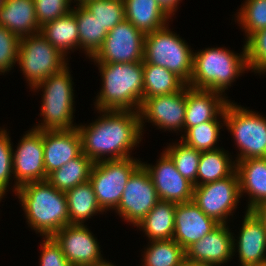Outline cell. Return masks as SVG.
Returning a JSON list of instances; mask_svg holds the SVG:
<instances>
[{
  "label": "cell",
  "mask_w": 266,
  "mask_h": 266,
  "mask_svg": "<svg viewBox=\"0 0 266 266\" xmlns=\"http://www.w3.org/2000/svg\"><path fill=\"white\" fill-rule=\"evenodd\" d=\"M102 115L90 125L77 126L82 152L94 163L130 157L141 141L139 112L129 110H99ZM108 156V158L106 156Z\"/></svg>",
  "instance_id": "6da1fadb"
},
{
  "label": "cell",
  "mask_w": 266,
  "mask_h": 266,
  "mask_svg": "<svg viewBox=\"0 0 266 266\" xmlns=\"http://www.w3.org/2000/svg\"><path fill=\"white\" fill-rule=\"evenodd\" d=\"M16 196L21 201L28 226L41 236H53L69 225L66 193L48 180L26 183L17 189Z\"/></svg>",
  "instance_id": "7a4b0ae2"
},
{
  "label": "cell",
  "mask_w": 266,
  "mask_h": 266,
  "mask_svg": "<svg viewBox=\"0 0 266 266\" xmlns=\"http://www.w3.org/2000/svg\"><path fill=\"white\" fill-rule=\"evenodd\" d=\"M97 64L102 77V88L94 102L97 110L139 112L144 98L143 61Z\"/></svg>",
  "instance_id": "3957f363"
},
{
  "label": "cell",
  "mask_w": 266,
  "mask_h": 266,
  "mask_svg": "<svg viewBox=\"0 0 266 266\" xmlns=\"http://www.w3.org/2000/svg\"><path fill=\"white\" fill-rule=\"evenodd\" d=\"M241 53L238 55L223 47L193 53V71L188 86L222 94L236 77L249 70L245 46Z\"/></svg>",
  "instance_id": "277c9868"
},
{
  "label": "cell",
  "mask_w": 266,
  "mask_h": 266,
  "mask_svg": "<svg viewBox=\"0 0 266 266\" xmlns=\"http://www.w3.org/2000/svg\"><path fill=\"white\" fill-rule=\"evenodd\" d=\"M69 67L50 75L47 79L37 84L33 89L43 91L41 116L43 123L34 129L44 130H69L77 128L73 125L74 94L73 83Z\"/></svg>",
  "instance_id": "5b68a950"
},
{
  "label": "cell",
  "mask_w": 266,
  "mask_h": 266,
  "mask_svg": "<svg viewBox=\"0 0 266 266\" xmlns=\"http://www.w3.org/2000/svg\"><path fill=\"white\" fill-rule=\"evenodd\" d=\"M179 35L170 31L168 24L145 34L143 62L165 67L187 85L193 71V50Z\"/></svg>",
  "instance_id": "8992f818"
},
{
  "label": "cell",
  "mask_w": 266,
  "mask_h": 266,
  "mask_svg": "<svg viewBox=\"0 0 266 266\" xmlns=\"http://www.w3.org/2000/svg\"><path fill=\"white\" fill-rule=\"evenodd\" d=\"M224 114V125L240 151L235 161L266 158V117L231 101L227 103Z\"/></svg>",
  "instance_id": "52a82bcc"
},
{
  "label": "cell",
  "mask_w": 266,
  "mask_h": 266,
  "mask_svg": "<svg viewBox=\"0 0 266 266\" xmlns=\"http://www.w3.org/2000/svg\"><path fill=\"white\" fill-rule=\"evenodd\" d=\"M65 57L41 32L20 38L17 63L31 89L66 67Z\"/></svg>",
  "instance_id": "ba28073f"
},
{
  "label": "cell",
  "mask_w": 266,
  "mask_h": 266,
  "mask_svg": "<svg viewBox=\"0 0 266 266\" xmlns=\"http://www.w3.org/2000/svg\"><path fill=\"white\" fill-rule=\"evenodd\" d=\"M142 164L133 157L94 163L90 179L101 209H116L132 173Z\"/></svg>",
  "instance_id": "9c48e42d"
},
{
  "label": "cell",
  "mask_w": 266,
  "mask_h": 266,
  "mask_svg": "<svg viewBox=\"0 0 266 266\" xmlns=\"http://www.w3.org/2000/svg\"><path fill=\"white\" fill-rule=\"evenodd\" d=\"M240 197L239 178L235 170L226 178L194 186L192 201L208 217L219 224H226Z\"/></svg>",
  "instance_id": "30bf717a"
},
{
  "label": "cell",
  "mask_w": 266,
  "mask_h": 266,
  "mask_svg": "<svg viewBox=\"0 0 266 266\" xmlns=\"http://www.w3.org/2000/svg\"><path fill=\"white\" fill-rule=\"evenodd\" d=\"M145 34L124 19L111 29L98 52L90 59L94 63L142 62Z\"/></svg>",
  "instance_id": "8fae6325"
},
{
  "label": "cell",
  "mask_w": 266,
  "mask_h": 266,
  "mask_svg": "<svg viewBox=\"0 0 266 266\" xmlns=\"http://www.w3.org/2000/svg\"><path fill=\"white\" fill-rule=\"evenodd\" d=\"M159 201L152 179L141 164L130 176L115 211L137 226Z\"/></svg>",
  "instance_id": "7c38bea8"
},
{
  "label": "cell",
  "mask_w": 266,
  "mask_h": 266,
  "mask_svg": "<svg viewBox=\"0 0 266 266\" xmlns=\"http://www.w3.org/2000/svg\"><path fill=\"white\" fill-rule=\"evenodd\" d=\"M14 192L30 182L47 180L44 167L43 131L32 128L20 139L17 150L12 149ZM15 151V152H14Z\"/></svg>",
  "instance_id": "4fadbf2b"
},
{
  "label": "cell",
  "mask_w": 266,
  "mask_h": 266,
  "mask_svg": "<svg viewBox=\"0 0 266 266\" xmlns=\"http://www.w3.org/2000/svg\"><path fill=\"white\" fill-rule=\"evenodd\" d=\"M185 114L186 86L182 90L172 94L143 98L139 110L141 130L143 132L146 120L165 131L184 130Z\"/></svg>",
  "instance_id": "5bb4252c"
},
{
  "label": "cell",
  "mask_w": 266,
  "mask_h": 266,
  "mask_svg": "<svg viewBox=\"0 0 266 266\" xmlns=\"http://www.w3.org/2000/svg\"><path fill=\"white\" fill-rule=\"evenodd\" d=\"M88 229L87 225L69 224L52 236L71 266H95L106 261L97 238Z\"/></svg>",
  "instance_id": "9a60e30c"
},
{
  "label": "cell",
  "mask_w": 266,
  "mask_h": 266,
  "mask_svg": "<svg viewBox=\"0 0 266 266\" xmlns=\"http://www.w3.org/2000/svg\"><path fill=\"white\" fill-rule=\"evenodd\" d=\"M161 154L156 166L142 162L159 199L175 204L192 201L194 185L177 171L173 160L165 151Z\"/></svg>",
  "instance_id": "2e32d148"
},
{
  "label": "cell",
  "mask_w": 266,
  "mask_h": 266,
  "mask_svg": "<svg viewBox=\"0 0 266 266\" xmlns=\"http://www.w3.org/2000/svg\"><path fill=\"white\" fill-rule=\"evenodd\" d=\"M218 225L193 201L176 204L173 240L186 250Z\"/></svg>",
  "instance_id": "e0dca14e"
},
{
  "label": "cell",
  "mask_w": 266,
  "mask_h": 266,
  "mask_svg": "<svg viewBox=\"0 0 266 266\" xmlns=\"http://www.w3.org/2000/svg\"><path fill=\"white\" fill-rule=\"evenodd\" d=\"M239 234L238 240L233 237V252L238 249L240 266H259L265 263L266 228L252 211L246 210Z\"/></svg>",
  "instance_id": "ac0fdd59"
},
{
  "label": "cell",
  "mask_w": 266,
  "mask_h": 266,
  "mask_svg": "<svg viewBox=\"0 0 266 266\" xmlns=\"http://www.w3.org/2000/svg\"><path fill=\"white\" fill-rule=\"evenodd\" d=\"M227 224H219L203 238L194 242L186 250V259L195 262L210 263L221 266L230 261L233 252V233Z\"/></svg>",
  "instance_id": "d6986e66"
},
{
  "label": "cell",
  "mask_w": 266,
  "mask_h": 266,
  "mask_svg": "<svg viewBox=\"0 0 266 266\" xmlns=\"http://www.w3.org/2000/svg\"><path fill=\"white\" fill-rule=\"evenodd\" d=\"M43 148L44 167L48 176L82 153L81 137L77 128L44 130Z\"/></svg>",
  "instance_id": "ffe728a7"
},
{
  "label": "cell",
  "mask_w": 266,
  "mask_h": 266,
  "mask_svg": "<svg viewBox=\"0 0 266 266\" xmlns=\"http://www.w3.org/2000/svg\"><path fill=\"white\" fill-rule=\"evenodd\" d=\"M222 96L223 94L215 91L194 89L186 85L184 132L203 122L219 119V116L224 121V110L229 100Z\"/></svg>",
  "instance_id": "44dd1931"
},
{
  "label": "cell",
  "mask_w": 266,
  "mask_h": 266,
  "mask_svg": "<svg viewBox=\"0 0 266 266\" xmlns=\"http://www.w3.org/2000/svg\"><path fill=\"white\" fill-rule=\"evenodd\" d=\"M0 25L19 38L39 33L34 0H6L0 8Z\"/></svg>",
  "instance_id": "7402d4cb"
},
{
  "label": "cell",
  "mask_w": 266,
  "mask_h": 266,
  "mask_svg": "<svg viewBox=\"0 0 266 266\" xmlns=\"http://www.w3.org/2000/svg\"><path fill=\"white\" fill-rule=\"evenodd\" d=\"M240 195H249L247 211L266 201V158H251L236 162Z\"/></svg>",
  "instance_id": "603a6c76"
},
{
  "label": "cell",
  "mask_w": 266,
  "mask_h": 266,
  "mask_svg": "<svg viewBox=\"0 0 266 266\" xmlns=\"http://www.w3.org/2000/svg\"><path fill=\"white\" fill-rule=\"evenodd\" d=\"M125 19L144 34L159 30L167 25L170 16L157 0H123Z\"/></svg>",
  "instance_id": "cb8c5ba5"
},
{
  "label": "cell",
  "mask_w": 266,
  "mask_h": 266,
  "mask_svg": "<svg viewBox=\"0 0 266 266\" xmlns=\"http://www.w3.org/2000/svg\"><path fill=\"white\" fill-rule=\"evenodd\" d=\"M176 204L160 200L137 225L150 241L173 239Z\"/></svg>",
  "instance_id": "d4e9b609"
},
{
  "label": "cell",
  "mask_w": 266,
  "mask_h": 266,
  "mask_svg": "<svg viewBox=\"0 0 266 266\" xmlns=\"http://www.w3.org/2000/svg\"><path fill=\"white\" fill-rule=\"evenodd\" d=\"M41 34L63 55L68 50L79 48V30L73 12L41 26Z\"/></svg>",
  "instance_id": "484cf974"
},
{
  "label": "cell",
  "mask_w": 266,
  "mask_h": 266,
  "mask_svg": "<svg viewBox=\"0 0 266 266\" xmlns=\"http://www.w3.org/2000/svg\"><path fill=\"white\" fill-rule=\"evenodd\" d=\"M69 224L84 225L96 213L104 212L99 206L90 181L66 192Z\"/></svg>",
  "instance_id": "4316f807"
},
{
  "label": "cell",
  "mask_w": 266,
  "mask_h": 266,
  "mask_svg": "<svg viewBox=\"0 0 266 266\" xmlns=\"http://www.w3.org/2000/svg\"><path fill=\"white\" fill-rule=\"evenodd\" d=\"M71 11L77 19L79 49L83 48L88 58H92L102 47L108 31L82 4Z\"/></svg>",
  "instance_id": "83f0119b"
},
{
  "label": "cell",
  "mask_w": 266,
  "mask_h": 266,
  "mask_svg": "<svg viewBox=\"0 0 266 266\" xmlns=\"http://www.w3.org/2000/svg\"><path fill=\"white\" fill-rule=\"evenodd\" d=\"M93 165L94 162L82 152L78 157L51 172L47 180L56 189L66 193L79 184L89 181Z\"/></svg>",
  "instance_id": "f1b7e54d"
},
{
  "label": "cell",
  "mask_w": 266,
  "mask_h": 266,
  "mask_svg": "<svg viewBox=\"0 0 266 266\" xmlns=\"http://www.w3.org/2000/svg\"><path fill=\"white\" fill-rule=\"evenodd\" d=\"M144 98L167 95L182 90L187 84L165 67L143 62Z\"/></svg>",
  "instance_id": "f546056e"
},
{
  "label": "cell",
  "mask_w": 266,
  "mask_h": 266,
  "mask_svg": "<svg viewBox=\"0 0 266 266\" xmlns=\"http://www.w3.org/2000/svg\"><path fill=\"white\" fill-rule=\"evenodd\" d=\"M226 153L220 148L201 152L197 172V186L226 178L236 170L235 161L232 162L229 154Z\"/></svg>",
  "instance_id": "4dcf8cb0"
},
{
  "label": "cell",
  "mask_w": 266,
  "mask_h": 266,
  "mask_svg": "<svg viewBox=\"0 0 266 266\" xmlns=\"http://www.w3.org/2000/svg\"><path fill=\"white\" fill-rule=\"evenodd\" d=\"M185 258V250L173 239L150 241L142 266H182Z\"/></svg>",
  "instance_id": "1f68e13d"
},
{
  "label": "cell",
  "mask_w": 266,
  "mask_h": 266,
  "mask_svg": "<svg viewBox=\"0 0 266 266\" xmlns=\"http://www.w3.org/2000/svg\"><path fill=\"white\" fill-rule=\"evenodd\" d=\"M220 122L216 118L191 127L182 135L181 141L200 152L219 149L215 145L219 140L220 129L223 128L222 126H225L223 125L225 123Z\"/></svg>",
  "instance_id": "d6a6232c"
},
{
  "label": "cell",
  "mask_w": 266,
  "mask_h": 266,
  "mask_svg": "<svg viewBox=\"0 0 266 266\" xmlns=\"http://www.w3.org/2000/svg\"><path fill=\"white\" fill-rule=\"evenodd\" d=\"M165 152L173 160L177 171L194 186H197V172L201 152L183 141L168 146Z\"/></svg>",
  "instance_id": "836d02e7"
},
{
  "label": "cell",
  "mask_w": 266,
  "mask_h": 266,
  "mask_svg": "<svg viewBox=\"0 0 266 266\" xmlns=\"http://www.w3.org/2000/svg\"><path fill=\"white\" fill-rule=\"evenodd\" d=\"M82 5L108 32L125 19L123 0H87Z\"/></svg>",
  "instance_id": "e575fe53"
},
{
  "label": "cell",
  "mask_w": 266,
  "mask_h": 266,
  "mask_svg": "<svg viewBox=\"0 0 266 266\" xmlns=\"http://www.w3.org/2000/svg\"><path fill=\"white\" fill-rule=\"evenodd\" d=\"M237 13V21L245 30L247 38L266 29V0H246Z\"/></svg>",
  "instance_id": "d590c367"
},
{
  "label": "cell",
  "mask_w": 266,
  "mask_h": 266,
  "mask_svg": "<svg viewBox=\"0 0 266 266\" xmlns=\"http://www.w3.org/2000/svg\"><path fill=\"white\" fill-rule=\"evenodd\" d=\"M245 53L249 70L266 72V29L257 31L245 39Z\"/></svg>",
  "instance_id": "8d00e7d4"
},
{
  "label": "cell",
  "mask_w": 266,
  "mask_h": 266,
  "mask_svg": "<svg viewBox=\"0 0 266 266\" xmlns=\"http://www.w3.org/2000/svg\"><path fill=\"white\" fill-rule=\"evenodd\" d=\"M20 38L0 25V73L10 71L18 59Z\"/></svg>",
  "instance_id": "74e56055"
},
{
  "label": "cell",
  "mask_w": 266,
  "mask_h": 266,
  "mask_svg": "<svg viewBox=\"0 0 266 266\" xmlns=\"http://www.w3.org/2000/svg\"><path fill=\"white\" fill-rule=\"evenodd\" d=\"M10 141L7 131L0 129V201L5 196L13 174V145Z\"/></svg>",
  "instance_id": "f35d334b"
},
{
  "label": "cell",
  "mask_w": 266,
  "mask_h": 266,
  "mask_svg": "<svg viewBox=\"0 0 266 266\" xmlns=\"http://www.w3.org/2000/svg\"><path fill=\"white\" fill-rule=\"evenodd\" d=\"M34 2L40 27L68 14L73 9L70 7L72 0H34Z\"/></svg>",
  "instance_id": "ab89813d"
},
{
  "label": "cell",
  "mask_w": 266,
  "mask_h": 266,
  "mask_svg": "<svg viewBox=\"0 0 266 266\" xmlns=\"http://www.w3.org/2000/svg\"><path fill=\"white\" fill-rule=\"evenodd\" d=\"M43 239V243H41L40 266H71L63 254L60 245L52 236Z\"/></svg>",
  "instance_id": "60d3db41"
},
{
  "label": "cell",
  "mask_w": 266,
  "mask_h": 266,
  "mask_svg": "<svg viewBox=\"0 0 266 266\" xmlns=\"http://www.w3.org/2000/svg\"><path fill=\"white\" fill-rule=\"evenodd\" d=\"M181 0H157L161 8L170 16L174 15Z\"/></svg>",
  "instance_id": "b9f144b4"
},
{
  "label": "cell",
  "mask_w": 266,
  "mask_h": 266,
  "mask_svg": "<svg viewBox=\"0 0 266 266\" xmlns=\"http://www.w3.org/2000/svg\"><path fill=\"white\" fill-rule=\"evenodd\" d=\"M251 211L257 216V218L264 224V227L266 228V201L257 205Z\"/></svg>",
  "instance_id": "7bdbcfd3"
},
{
  "label": "cell",
  "mask_w": 266,
  "mask_h": 266,
  "mask_svg": "<svg viewBox=\"0 0 266 266\" xmlns=\"http://www.w3.org/2000/svg\"><path fill=\"white\" fill-rule=\"evenodd\" d=\"M182 266H217V265L210 263H203V262H195L185 258Z\"/></svg>",
  "instance_id": "ee69618b"
},
{
  "label": "cell",
  "mask_w": 266,
  "mask_h": 266,
  "mask_svg": "<svg viewBox=\"0 0 266 266\" xmlns=\"http://www.w3.org/2000/svg\"><path fill=\"white\" fill-rule=\"evenodd\" d=\"M95 266H114V265L111 264L109 261H107V262L105 261V262L98 264V265H95Z\"/></svg>",
  "instance_id": "f6af8a7d"
},
{
  "label": "cell",
  "mask_w": 266,
  "mask_h": 266,
  "mask_svg": "<svg viewBox=\"0 0 266 266\" xmlns=\"http://www.w3.org/2000/svg\"><path fill=\"white\" fill-rule=\"evenodd\" d=\"M78 2V3H76V6H77V4H82L84 1H87V0H74V2Z\"/></svg>",
  "instance_id": "bcb514c9"
},
{
  "label": "cell",
  "mask_w": 266,
  "mask_h": 266,
  "mask_svg": "<svg viewBox=\"0 0 266 266\" xmlns=\"http://www.w3.org/2000/svg\"><path fill=\"white\" fill-rule=\"evenodd\" d=\"M6 0H0V8L5 3Z\"/></svg>",
  "instance_id": "7dc6e473"
},
{
  "label": "cell",
  "mask_w": 266,
  "mask_h": 266,
  "mask_svg": "<svg viewBox=\"0 0 266 266\" xmlns=\"http://www.w3.org/2000/svg\"><path fill=\"white\" fill-rule=\"evenodd\" d=\"M259 266H266V262H265V263H263V264H261V265H259Z\"/></svg>",
  "instance_id": "c3c4849f"
}]
</instances>
